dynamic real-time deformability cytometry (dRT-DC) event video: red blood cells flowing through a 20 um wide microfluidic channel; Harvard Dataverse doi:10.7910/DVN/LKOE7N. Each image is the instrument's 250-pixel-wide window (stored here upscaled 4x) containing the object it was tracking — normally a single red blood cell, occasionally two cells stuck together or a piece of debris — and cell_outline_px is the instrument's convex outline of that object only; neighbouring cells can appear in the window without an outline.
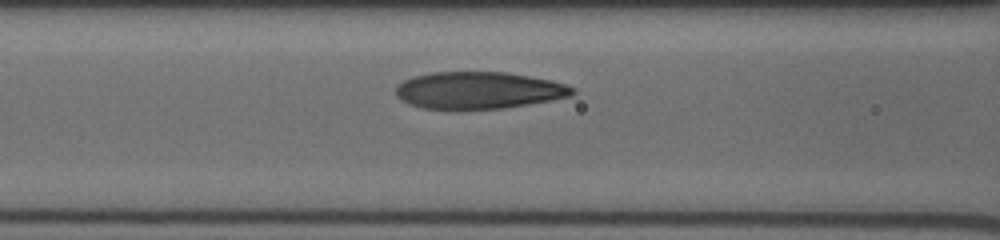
{"species": "human", "species_latin": "Homo sapiens", "temperature_condition": "cold", "stored_images_in_passage": 31, "camera_frame_rate_fps": 3000, "um_per_image_px": 0.085, "donor": {"sex": "male"}, "frame": {"image": 1, "passage_image": 11, "time_ms": 3.333, "image_size_px": [1000, 240], "cell_outline_px": [[576, 92], [572, 96], [552, 100], [504, 108], [420, 108], [408, 104], [400, 100], [396, 96], [396, 84], [412, 76], [432, 72], [508, 72], [552, 80], [576, 88]], "centroid_in_image_um": [40.68, 7.66], "position_along_channel_um": 125.9, "area_um2": 38.21}}
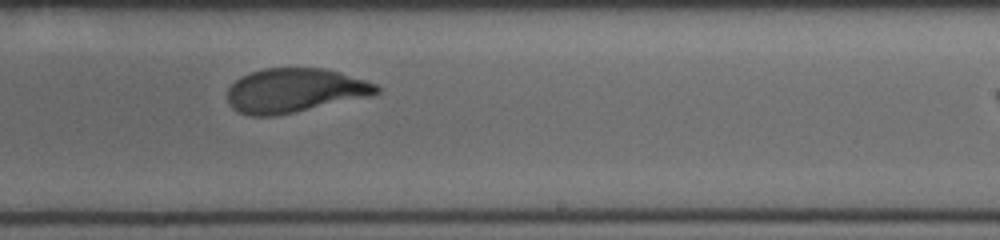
{"frame": {"image": 2, "passage_image": 21, "time_ms": 6.667, "image_size_px": [1000, 240], "cell_outline_px": [[380, 92], [372, 96], [296, 112], [276, 116], [248, 116], [236, 112], [228, 104], [228, 88], [236, 80], [252, 72], [264, 68], [324, 68], [340, 72], [376, 84], [380, 88]], "centroid_in_image_um": [25.05, 7.71], "position_along_channel_um": 264.0, "area_um2": 38.55}}
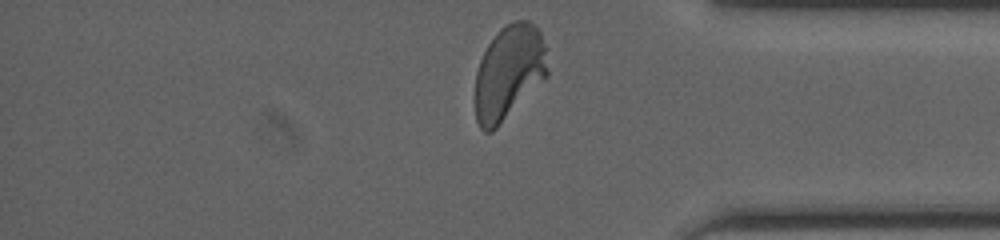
{"frame": {"image": 3, "passage_image": 31, "time_ms": 10.0, "image_size_px": [1000, 240], "cell_outline_px": [[548, 76], [492, 132], [484, 132], [480, 128], [476, 120], [472, 100], [476, 72], [480, 60], [488, 44], [496, 32], [500, 28], [512, 20], [528, 20], [540, 32], [548, 48]], "centroid_in_image_um": [43.24, 6.16], "position_along_channel_um": 392.0, "area_um2": 40.81}}